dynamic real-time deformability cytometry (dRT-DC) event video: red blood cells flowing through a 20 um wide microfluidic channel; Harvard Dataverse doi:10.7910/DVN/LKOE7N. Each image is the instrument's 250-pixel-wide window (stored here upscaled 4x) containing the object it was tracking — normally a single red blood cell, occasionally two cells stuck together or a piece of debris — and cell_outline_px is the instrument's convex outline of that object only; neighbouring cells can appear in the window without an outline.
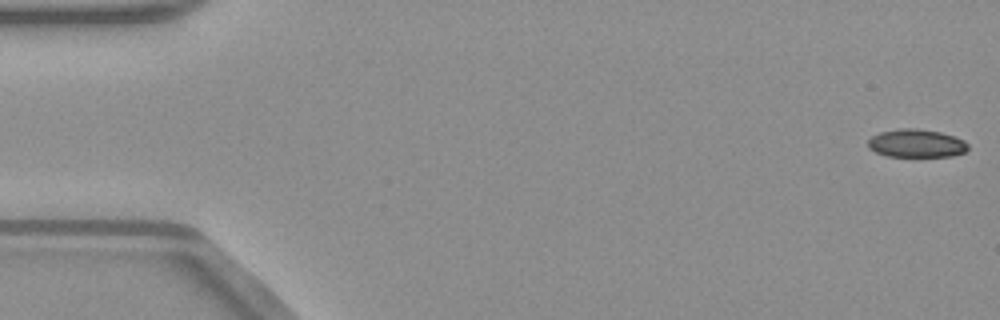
{"species": "common noctule bat (a hibernating species)", "species_latin": "Nyctalus noctula", "temperature_condition": "warm", "stored_images_in_passage": 52, "camera_frame_rate_fps": 3000, "um_per_image_px": 0.085, "animal": {"sex": "male", "body_mass_g": 23.1, "forearm_length_mm": 52.7}, "frame": {"image": 1, "passage_image": 1, "time_ms": 0.0, "image_size_px": [1000, 320], "cell_outline_px": [[968, 148], [964, 152], [952, 156], [888, 156], [876, 152], [868, 148], [868, 140], [872, 136], [880, 132], [900, 128], [916, 128], [940, 132], [964, 140], [968, 144]], "centroid_in_image_um": [77.88, 12.18], "position_along_channel_um": 7.1, "area_um2": 16.3}}
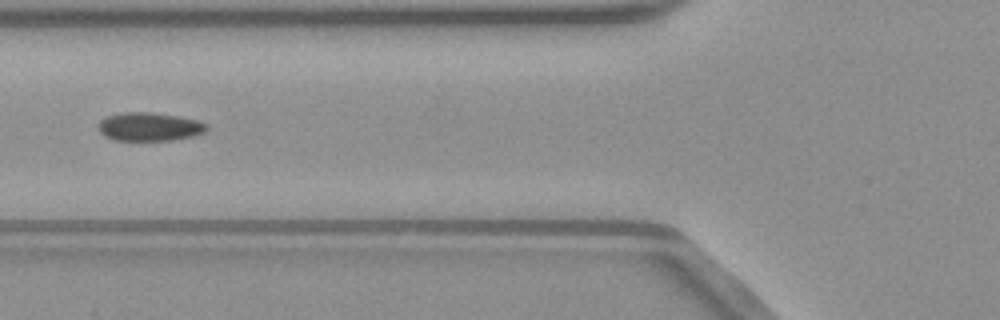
{"frame": {"image": 2, "passage_image": 20, "time_ms": 6.333, "image_size_px": [1000, 320], "cell_outline_px": [[208, 128], [204, 132], [192, 136], [172, 140], [112, 140], [104, 136], [100, 132], [100, 120], [108, 116], [124, 112], [148, 112], [176, 116], [196, 120], [208, 124]], "centroid_in_image_um": [12.7, 10.78], "position_along_channel_um": 113.1, "area_um2": 17.74}}
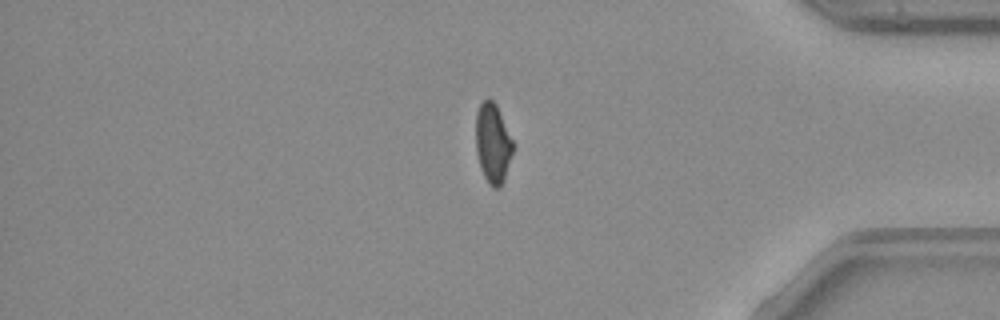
{"frame": {"image": 3, "passage_image": 43, "time_ms": 14.0, "image_size_px": [1000, 320], "cell_outline_px": [[516, 144], [504, 180], [500, 188], [492, 188], [488, 184], [480, 168], [476, 152], [476, 112], [480, 104], [484, 100], [492, 100], [496, 104]], "centroid_in_image_um": [41.92, 12.21], "position_along_channel_um": 393.3, "area_um2": 17.69}, "authors_computed_cell_mechanics": {"area_um2": 17.8024, "velocity_mm_per_s": 4.039, "shape_relaxation_time_tau1_ms": null, "shape_relaxation_time_tau2_ms": 2.9285, "deformation_change_tau1": null, "deformation_change_tau2": 0.0784}}